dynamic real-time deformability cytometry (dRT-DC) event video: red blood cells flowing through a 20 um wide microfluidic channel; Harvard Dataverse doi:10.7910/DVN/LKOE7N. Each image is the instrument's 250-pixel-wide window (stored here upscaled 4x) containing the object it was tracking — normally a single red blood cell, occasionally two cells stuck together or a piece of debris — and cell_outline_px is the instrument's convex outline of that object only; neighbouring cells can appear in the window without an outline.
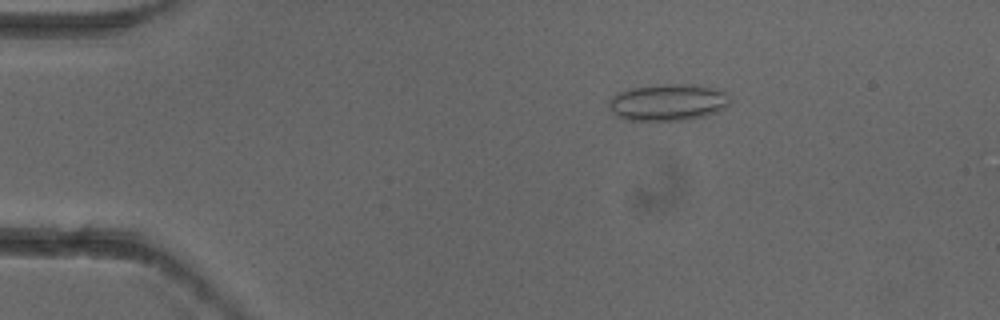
{"species": "common noctule bat (a hibernating species)", "species_latin": "Nyctalus noctula", "temperature_condition": "cold", "stored_images_in_passage": 5, "camera_frame_rate_fps": 3000, "um_per_image_px": 0.085, "animal": {"sex": "female"}, "frame": {"image": 1, "passage_image": 3, "time_ms": 0.667, "image_size_px": [1000, 320], "cell_outline_px": [[732, 100], [724, 108], [716, 112], [704, 116], [688, 120], [628, 120], [616, 116], [612, 112], [608, 104], [608, 100], [616, 92], [632, 88], [664, 84], [684, 84], [716, 88], [724, 92]], "centroid_in_image_um": [56.75, 8.7], "position_along_channel_um": 28.2, "area_um2": 25.95}}